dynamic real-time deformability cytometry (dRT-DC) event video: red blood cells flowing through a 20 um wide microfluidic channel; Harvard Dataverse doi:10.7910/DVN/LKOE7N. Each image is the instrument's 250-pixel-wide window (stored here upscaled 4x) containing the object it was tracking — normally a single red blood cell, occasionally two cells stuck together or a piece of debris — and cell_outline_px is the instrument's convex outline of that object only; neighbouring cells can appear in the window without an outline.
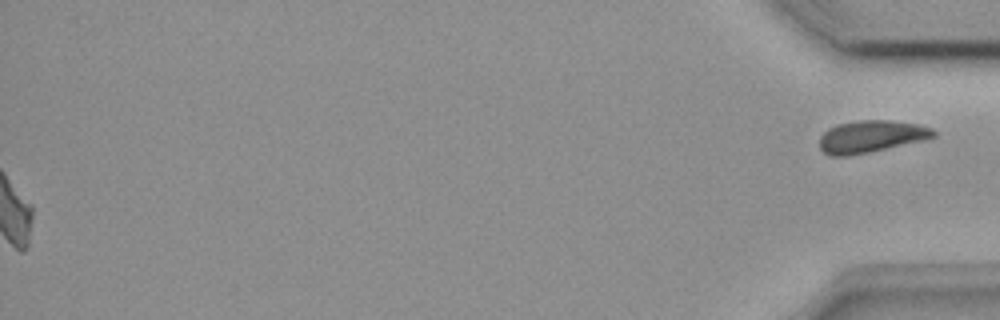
{"species": "common noctule bat (a hibernating species)", "species_latin": "Nyctalus noctula", "temperature_condition": "room temperature", "stored_images_in_passage": 38, "segment_of_instrument_passage": [2, 2], "camera_frame_rate_fps": 3000, "um_per_image_px": 0.085, "animal": {"sex": "female", "body_mass_g": 18.4}, "frame": {"image": 1, "passage_image": 38, "time_ms": 12.333, "image_size_px": [1000, 320], "cell_outline_px": [[936, 136], [920, 140], [868, 152], [848, 156], [832, 156], [824, 152], [820, 148], [820, 136], [828, 128], [836, 124], [860, 120], [892, 120], [920, 124], [932, 128], [936, 132]], "centroid_in_image_um": [74.02, 11.58], "position_along_channel_um": 361.2, "area_um2": 21.15}}